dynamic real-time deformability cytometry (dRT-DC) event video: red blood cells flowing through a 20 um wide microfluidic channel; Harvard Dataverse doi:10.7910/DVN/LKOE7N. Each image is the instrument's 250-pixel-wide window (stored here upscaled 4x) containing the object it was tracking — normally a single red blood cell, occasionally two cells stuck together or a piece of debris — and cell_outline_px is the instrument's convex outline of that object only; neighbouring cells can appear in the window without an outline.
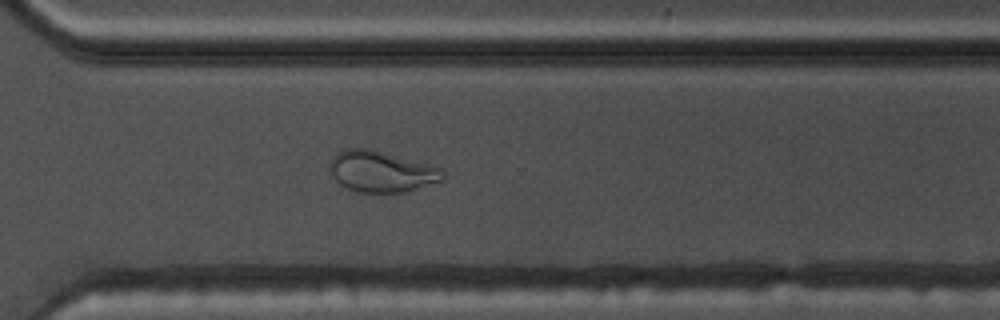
{"species": "common noctule bat (a hibernating species)", "species_latin": "Nyctalus noctula", "temperature_condition": "warm", "stored_images_in_passage": 52, "camera_frame_rate_fps": 3000, "um_per_image_px": 0.085, "animal": {"sex": "male", "body_mass_g": 17.5, "forearm_length_mm": 52.3}, "frame": {"image": 1, "passage_image": 37, "time_ms": 12.0, "image_size_px": [1000, 320], "cell_outline_px": [[444, 180], [404, 192], [360, 192], [348, 188], [340, 184], [332, 176], [328, 168], [328, 164], [332, 156], [348, 148], [368, 148], [428, 164], [440, 168], [444, 176]], "centroid_in_image_um": [32.37, 14.58], "position_along_channel_um": 338.2, "area_um2": 26.82}}
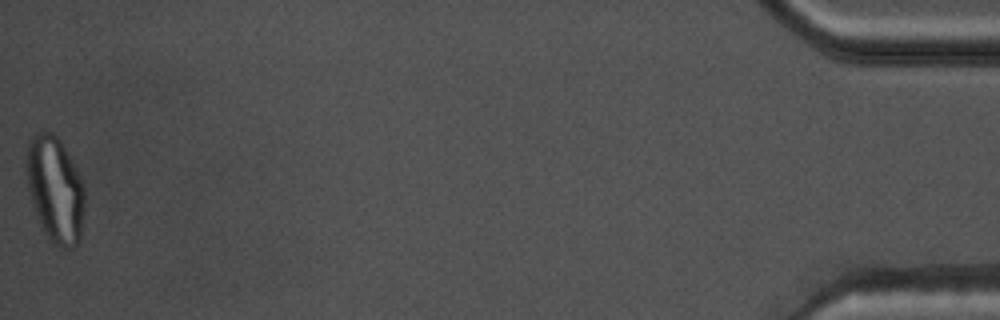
{"frame": {"image": 2, "passage_image": 52, "time_ms": 17.0, "image_size_px": [1000, 320], "cell_outline_px": [[84, 208], [80, 240], [76, 248], [64, 248], [52, 244], [44, 232], [36, 216], [32, 204], [28, 188], [24, 164], [24, 160], [28, 140], [36, 132], [52, 132], [64, 144], [72, 160], [84, 188]], "centroid_in_image_um": [4.66, 16.1], "position_along_channel_um": 430.5, "area_um2": 36.59}, "authors_computed_cell_mechanics": {"area_um2": 29.3624, "velocity_mm_per_s": 3.7827, "shape_relaxation_time_tau1_ms": null, "shape_relaxation_time_tau2_ms": 1.2118, "deformation_change_tau1": null, "deformation_change_tau2": 0.0789}}